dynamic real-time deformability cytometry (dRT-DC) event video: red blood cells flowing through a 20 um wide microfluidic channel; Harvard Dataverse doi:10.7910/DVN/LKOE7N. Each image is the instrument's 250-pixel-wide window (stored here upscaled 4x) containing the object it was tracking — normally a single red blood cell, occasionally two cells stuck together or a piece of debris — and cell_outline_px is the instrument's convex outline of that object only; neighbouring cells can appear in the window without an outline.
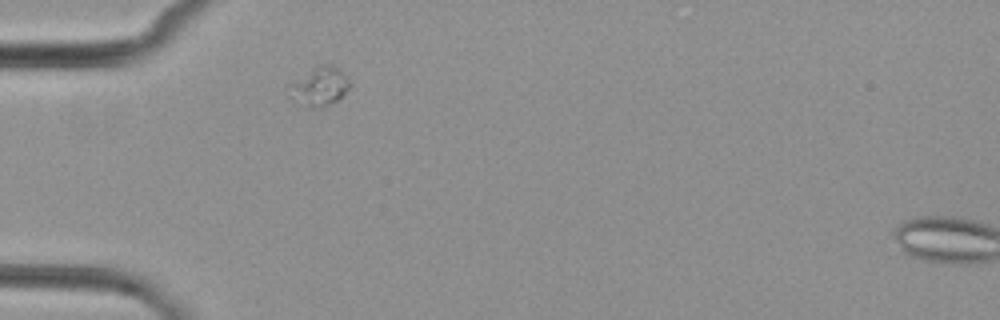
{"species": "common noctule bat (a hibernating species)", "species_latin": "Nyctalus noctula", "temperature_condition": "cold", "stored_images_in_passage": 2, "camera_frame_rate_fps": 3000, "um_per_image_px": 0.085, "animal": {"sex": "female", "body_mass_g": 29.2, "forearm_length_mm": 56.3}, "frame": {"image": 1, "passage_image": 1, "time_ms": 0.0, "image_size_px": [1000, 320], "cell_outline_px": [[352, 84], [336, 100], [324, 108], [308, 108], [288, 96], [288, 84], [320, 64], [332, 64], [348, 76]], "centroid_in_image_um": [27.14, 7.36], "position_along_channel_um": 57.9, "area_um2": 13.81}}